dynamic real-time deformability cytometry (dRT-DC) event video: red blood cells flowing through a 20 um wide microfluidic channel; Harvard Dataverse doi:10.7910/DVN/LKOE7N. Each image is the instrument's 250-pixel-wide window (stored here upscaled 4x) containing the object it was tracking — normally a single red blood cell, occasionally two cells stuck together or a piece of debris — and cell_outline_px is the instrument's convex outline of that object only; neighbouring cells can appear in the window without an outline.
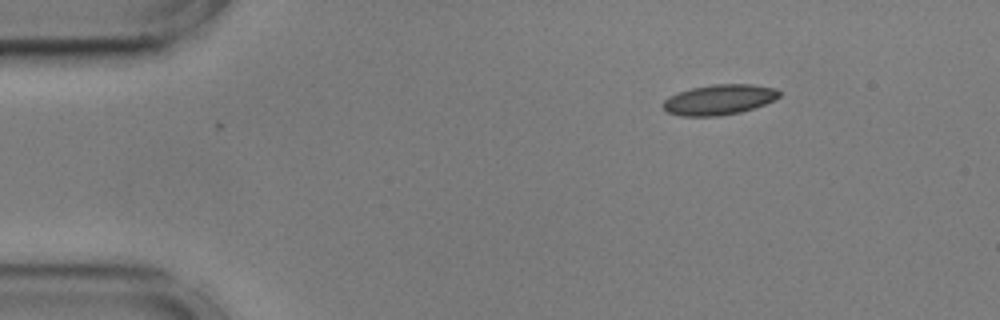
{"species": "common noctule bat (a hibernating species)", "species_latin": "Nyctalus noctula", "temperature_condition": "cold", "stored_images_in_passage": 2, "camera_frame_rate_fps": 3000, "um_per_image_px": 0.085, "animal": {"sex": "male", "body_mass_g": 17.9, "forearm_length_mm": 54.2}, "frame": {"image": 1, "passage_image": 2, "time_ms": 0.333, "image_size_px": [1000, 320], "cell_outline_px": [[780, 96], [764, 104], [740, 112], [716, 116], [680, 116], [664, 112], [664, 100], [668, 96], [692, 88], [712, 84], [752, 84], [776, 88], [780, 92]], "centroid_in_image_um": [61.1, 8.47], "position_along_channel_um": 23.9, "area_um2": 20.4}}